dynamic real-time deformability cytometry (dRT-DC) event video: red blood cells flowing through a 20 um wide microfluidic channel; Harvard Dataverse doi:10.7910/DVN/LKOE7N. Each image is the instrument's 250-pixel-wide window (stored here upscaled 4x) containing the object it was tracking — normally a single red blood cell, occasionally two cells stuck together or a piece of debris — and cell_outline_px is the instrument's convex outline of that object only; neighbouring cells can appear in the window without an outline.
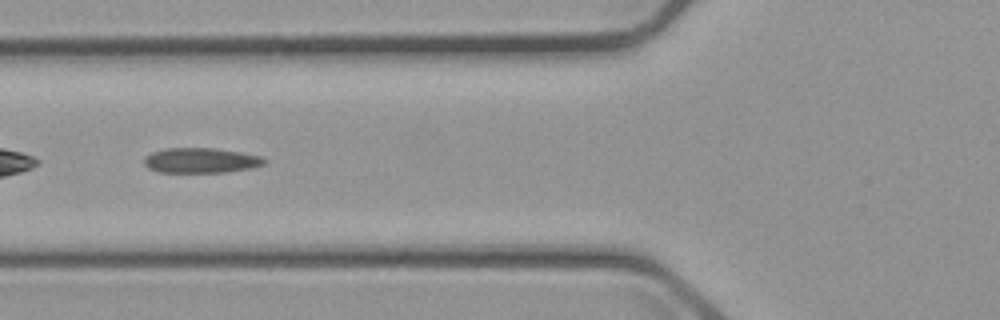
{"species": "common noctule bat (a hibernating species)", "species_latin": "Nyctalus noctula", "temperature_condition": "cold", "stored_images_in_passage": 5, "camera_frame_rate_fps": 3000, "um_per_image_px": 0.085, "animal": {"sex": "male", "body_mass_g": 23.1, "forearm_length_mm": 52.7}, "frame": {"image": 1, "passage_image": 3, "time_ms": 2.333, "image_size_px": [1000, 320], "cell_outline_px": [[268, 160], [264, 164], [252, 168], [224, 172], [156, 172], [148, 168], [144, 164], [144, 156], [152, 152], [164, 148], [212, 148], [240, 152], [260, 156]], "centroid_in_image_um": [17.04, 13.63], "position_along_channel_um": 108.8, "area_um2": 17.63}}
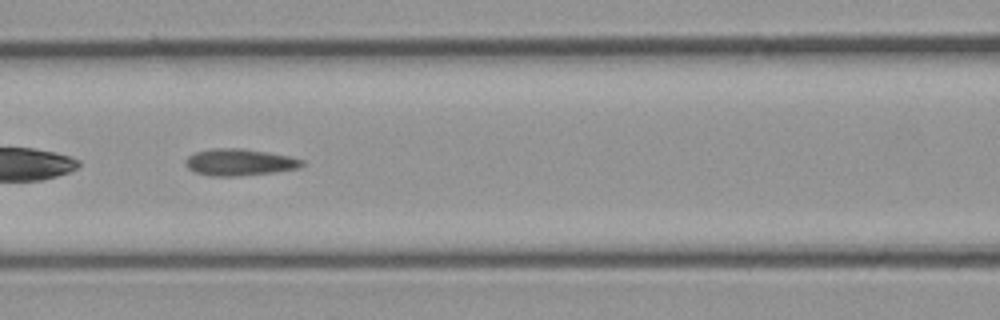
{"frame": {"image": 2, "passage_image": 4, "time_ms": 3.333, "image_size_px": [1000, 320], "cell_outline_px": [[304, 164], [300, 168], [276, 172], [236, 176], [208, 176], [196, 172], [188, 168], [184, 164], [184, 160], [188, 156], [196, 152], [212, 148], [240, 148], [288, 156], [304, 160]], "centroid_in_image_um": [20.33, 13.8], "position_along_channel_um": 146.3, "area_um2": 18.15}}
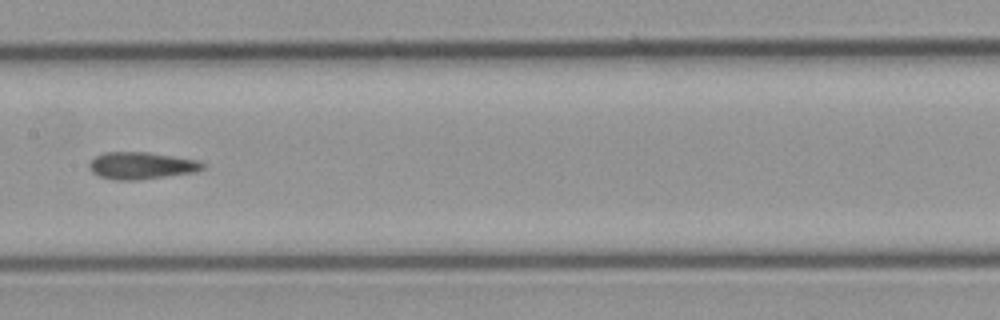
{"frame": {"image": 3, "passage_image": 5, "time_ms": 4.667, "image_size_px": [1000, 320], "cell_outline_px": [[208, 164], [204, 168], [196, 172], [136, 180], [116, 180], [100, 176], [92, 172], [88, 164], [96, 156], [104, 152], [148, 152], [196, 160]], "centroid_in_image_um": [12.04, 14.07], "position_along_channel_um": 195.4, "area_um2": 17.8}}